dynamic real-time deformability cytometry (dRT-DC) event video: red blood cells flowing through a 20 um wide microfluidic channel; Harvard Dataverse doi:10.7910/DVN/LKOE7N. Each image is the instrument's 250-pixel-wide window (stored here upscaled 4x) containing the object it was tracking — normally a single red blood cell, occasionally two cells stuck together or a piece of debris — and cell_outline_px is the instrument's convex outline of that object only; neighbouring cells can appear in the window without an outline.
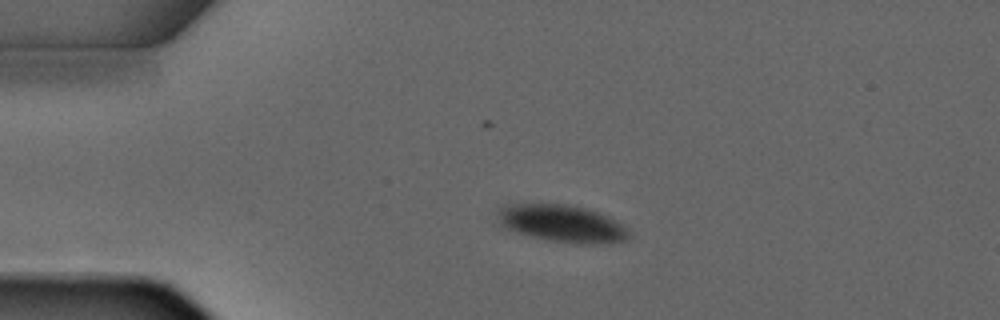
{"species": "common noctule bat (a hibernating species)", "species_latin": "Nyctalus noctula", "temperature_condition": "warm", "stored_images_in_passage": 4, "camera_frame_rate_fps": 3000, "um_per_image_px": 0.085, "animal": {"sex": "male", "forearm_length_mm": 52.5}, "frame": {"image": 1, "passage_image": 2, "time_ms": 1.333, "image_size_px": [1000, 320], "cell_outline_px": [[628, 240], [592, 244], [580, 244], [552, 240], [500, 228], [496, 212], [504, 204], [564, 204], [584, 208], [608, 216], [620, 224], [628, 232]], "centroid_in_image_um": [47.69, 18.99], "position_along_channel_um": 37.3, "area_um2": 28.09}}